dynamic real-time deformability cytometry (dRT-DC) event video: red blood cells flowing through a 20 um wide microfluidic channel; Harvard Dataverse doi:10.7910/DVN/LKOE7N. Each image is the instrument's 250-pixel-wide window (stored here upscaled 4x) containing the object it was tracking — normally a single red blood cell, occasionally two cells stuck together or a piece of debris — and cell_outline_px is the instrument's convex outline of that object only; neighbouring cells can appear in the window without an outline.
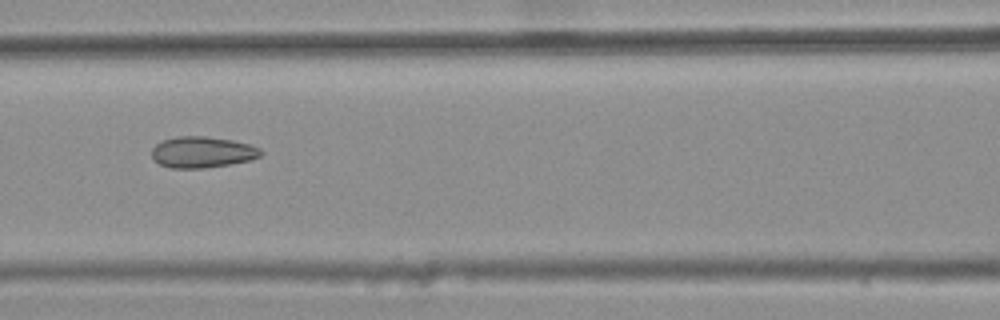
{"species": "common noctule bat (a hibernating species)", "species_latin": "Nyctalus noctula", "temperature_condition": "warm", "stored_images_in_passage": 7, "camera_frame_rate_fps": 3000, "um_per_image_px": 0.085, "animal": {"sex": "female", "body_mass_g": 25.1}, "frame": {"image": 1, "passage_image": 6, "time_ms": 1.667, "image_size_px": [1000, 320], "cell_outline_px": [[264, 152], [260, 156], [252, 160], [204, 168], [172, 168], [160, 164], [152, 156], [152, 148], [156, 144], [164, 140], [176, 136], [204, 136], [232, 140], [248, 144], [260, 148]], "centroid_in_image_um": [17.21, 12.93], "position_along_channel_um": 149.4, "area_um2": 19.71}}
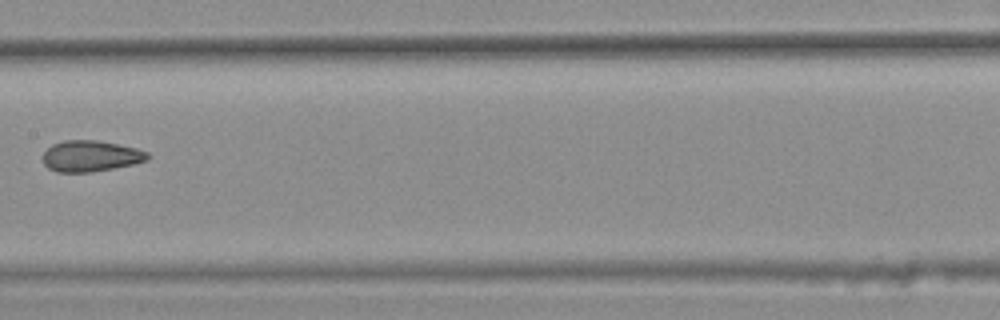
{"frame": {"image": 2, "passage_image": 7, "time_ms": 2.0, "image_size_px": [1000, 320], "cell_outline_px": [[152, 156], [148, 160], [132, 164], [92, 172], [56, 172], [48, 168], [44, 164], [44, 152], [52, 144], [64, 140], [96, 140], [136, 148], [148, 152]], "centroid_in_image_um": [7.71, 13.26], "position_along_channel_um": 199.7, "area_um2": 18.9}}